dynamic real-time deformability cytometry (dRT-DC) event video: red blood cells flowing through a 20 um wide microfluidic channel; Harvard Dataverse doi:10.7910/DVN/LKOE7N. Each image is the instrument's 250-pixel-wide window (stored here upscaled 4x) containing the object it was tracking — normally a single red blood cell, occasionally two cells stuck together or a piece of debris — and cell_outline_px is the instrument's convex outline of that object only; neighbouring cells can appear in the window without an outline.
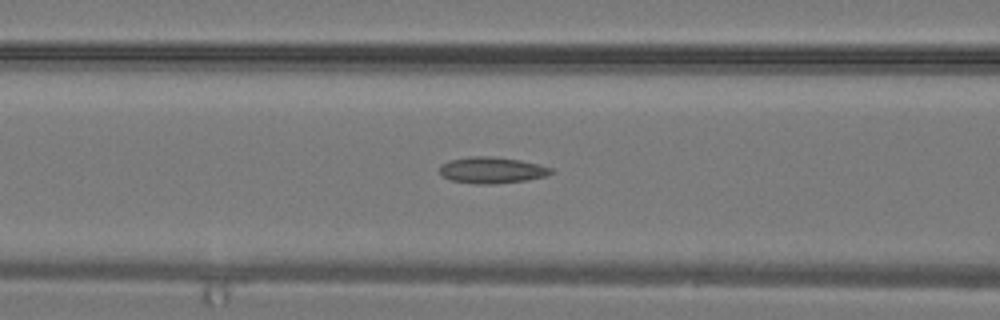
{"species": "common noctule bat (a hibernating species)", "species_latin": "Nyctalus noctula", "temperature_condition": "warm", "stored_images_in_passage": 28, "camera_frame_rate_fps": 3000, "um_per_image_px": 0.085, "animal": {"sex": "male", "body_mass_g": 19.2, "forearm_length_mm": 51.8}, "frame": {"image": 1, "passage_image": 11, "time_ms": 3.333, "image_size_px": [1000, 320], "cell_outline_px": [[552, 172], [544, 176], [528, 180], [492, 184], [476, 184], [452, 180], [444, 176], [440, 172], [440, 164], [448, 160], [468, 156], [492, 156], [520, 160], [552, 168]], "centroid_in_image_um": [41.77, 14.45], "position_along_channel_um": 124.8, "area_um2": 16.99}}
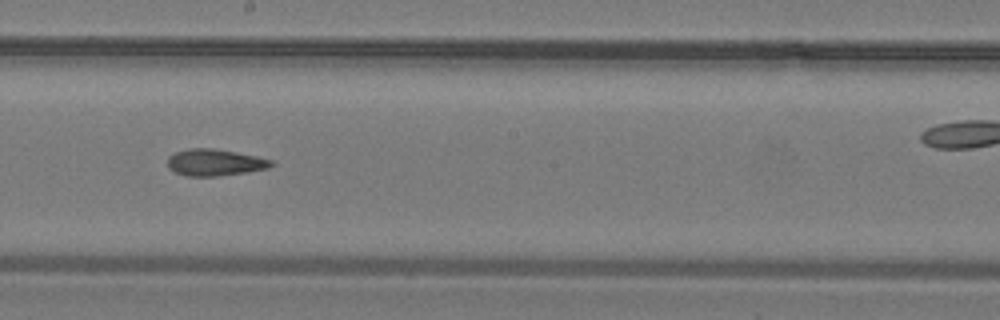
{"frame": {"image": 2, "passage_image": 16, "time_ms": 5.0, "image_size_px": [1000, 320], "cell_outline_px": [[276, 164], [268, 168], [244, 172], [216, 176], [188, 176], [176, 172], [168, 168], [168, 156], [176, 152], [188, 148], [212, 148], [236, 152], [256, 156], [272, 160]], "centroid_in_image_um": [18.26, 13.8], "position_along_channel_um": 229.9, "area_um2": 16.01}}
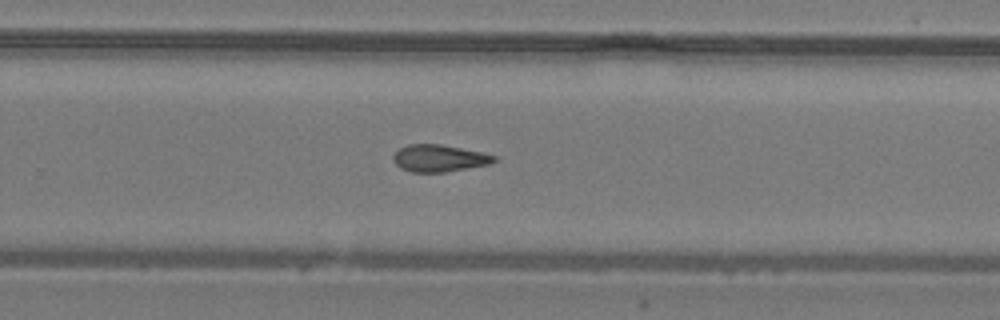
{"frame": {"image": 3, "passage_image": 19, "time_ms": 6.0, "image_size_px": [1000, 320], "cell_outline_px": [[500, 160], [488, 164], [444, 172], [412, 172], [400, 168], [392, 160], [392, 156], [400, 148], [408, 144], [440, 144], [480, 152], [496, 156]], "centroid_in_image_um": [37.31, 13.45], "position_along_channel_um": 292.5, "area_um2": 15.78}}